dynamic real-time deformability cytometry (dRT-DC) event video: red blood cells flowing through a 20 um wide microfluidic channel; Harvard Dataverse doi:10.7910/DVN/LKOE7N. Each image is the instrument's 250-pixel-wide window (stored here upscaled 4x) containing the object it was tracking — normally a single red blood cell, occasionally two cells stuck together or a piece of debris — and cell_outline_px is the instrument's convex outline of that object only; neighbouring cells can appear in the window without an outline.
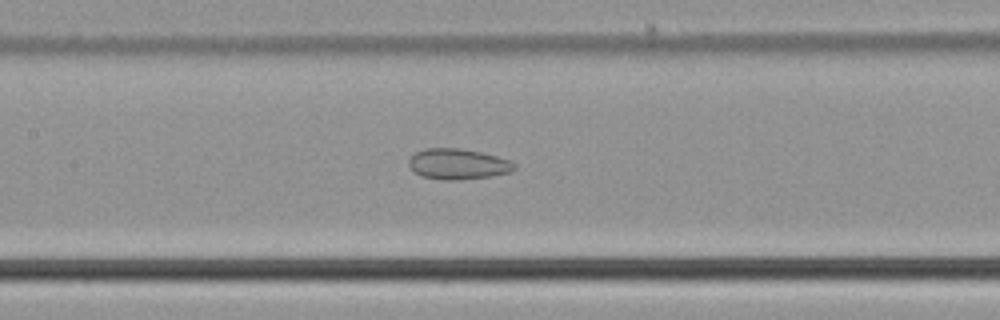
{"species": "common noctule bat (a hibernating species)", "species_latin": "Nyctalus noctula", "temperature_condition": "cold", "stored_images_in_passage": 51, "camera_frame_rate_fps": 3000, "um_per_image_px": 0.085, "animal": {"sex": "male", "body_mass_g": 21.5, "forearm_length_mm": 52.0}, "frame": {"image": 1, "passage_image": 22, "time_ms": 7.0, "image_size_px": [1000, 320], "cell_outline_px": [[516, 168], [512, 172], [492, 176], [460, 180], [440, 180], [420, 176], [408, 164], [408, 160], [416, 152], [424, 148], [460, 148], [480, 152], [512, 160], [516, 164]], "centroid_in_image_um": [38.96, 13.95], "position_along_channel_um": 168.4, "area_um2": 19.07}}
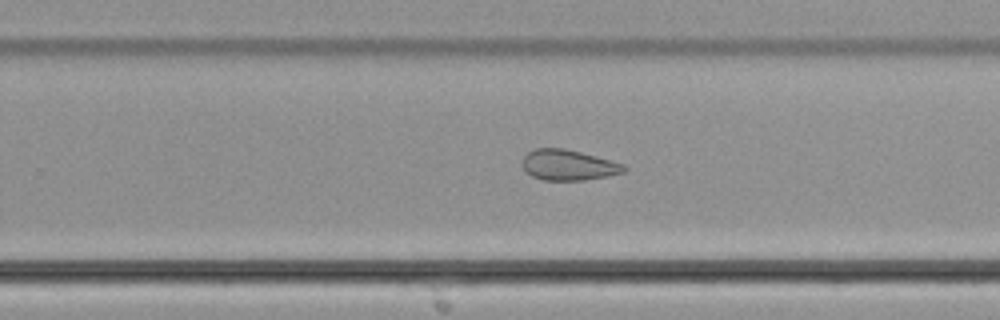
{"frame": {"image": 2, "passage_image": 31, "time_ms": 10.0, "image_size_px": [1000, 320], "cell_outline_px": [[628, 168], [624, 172], [608, 176], [584, 180], [544, 180], [532, 176], [524, 168], [524, 156], [528, 152], [536, 148], [564, 148], [580, 152], [624, 164]], "centroid_in_image_um": [48.34, 14.03], "position_along_channel_um": 281.5, "area_um2": 17.86}}
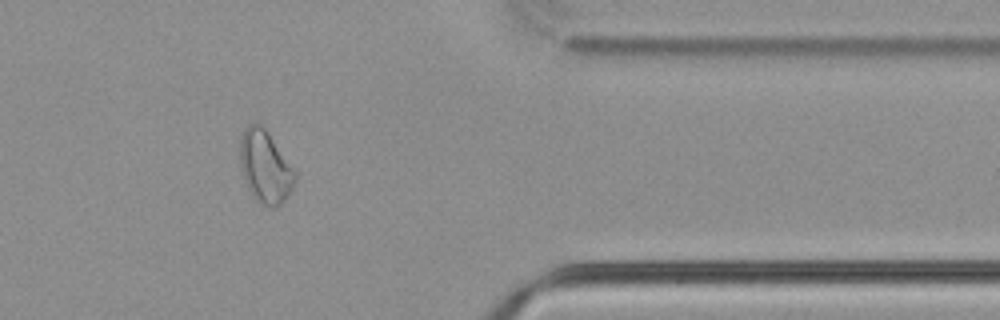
{"frame": {"image": 3, "passage_image": 41, "time_ms": 13.333, "image_size_px": [1000, 320], "cell_outline_px": [[296, 180], [292, 188], [284, 200], [276, 208], [272, 208], [256, 200], [252, 196], [244, 180], [240, 168], [240, 140], [244, 128], [248, 124], [256, 120], [268, 132], [296, 172]], "centroid_in_image_um": [22.52, 14.15], "position_along_channel_um": 388.9, "area_um2": 23.29}, "authors_computed_cell_mechanics": {"area_um2": 23.2934, "velocity_mm_per_s": 3.7803, "shape_relaxation_time_tau1_ms": null, "shape_relaxation_time_tau2_ms": 3.2446, "deformation_change_tau1": null, "deformation_change_tau2": 0.0886}}